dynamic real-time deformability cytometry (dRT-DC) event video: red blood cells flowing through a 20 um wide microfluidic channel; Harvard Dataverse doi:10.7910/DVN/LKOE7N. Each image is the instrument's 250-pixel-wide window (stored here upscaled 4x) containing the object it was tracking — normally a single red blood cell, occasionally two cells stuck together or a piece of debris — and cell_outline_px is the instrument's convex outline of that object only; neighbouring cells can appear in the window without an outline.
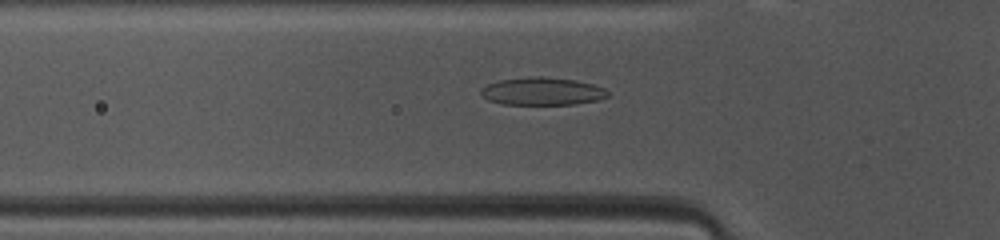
{"species": "common noctule bat (a hibernating species)", "species_latin": "Nyctalus noctula", "temperature_condition": "warm", "stored_images_in_passage": 47, "camera_frame_rate_fps": 3000, "um_per_image_px": 0.085, "animal": {"sex": "female", "body_mass_g": 10.0, "forearm_length_mm": 53.1}, "frame": {"image": 1, "passage_image": 14, "time_ms": 4.333, "image_size_px": [1000, 240], "cell_outline_px": [[608, 96], [600, 100], [572, 104], [500, 104], [488, 100], [480, 92], [480, 88], [488, 84], [500, 80], [528, 76], [544, 76], [576, 80], [592, 84], [604, 88], [608, 92]], "centroid_in_image_um": [46.08, 7.75], "position_along_channel_um": 79.7, "area_um2": 20.58}}
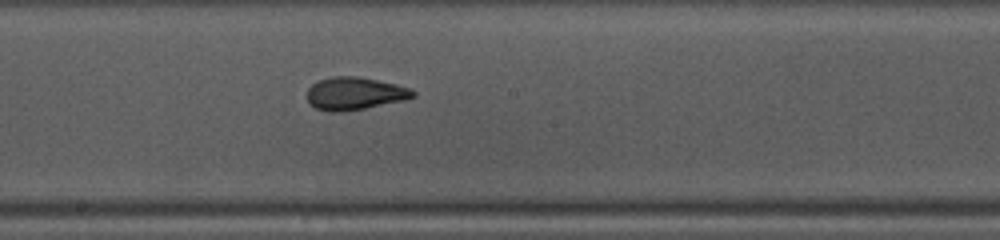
{"frame": {"image": 2, "passage_image": 24, "time_ms": 7.667, "image_size_px": [1000, 240], "cell_outline_px": [[416, 96], [404, 100], [364, 108], [340, 112], [328, 112], [316, 108], [308, 100], [308, 88], [312, 84], [320, 80], [332, 76], [356, 76], [396, 84], [412, 88], [416, 92]], "centroid_in_image_um": [30.17, 7.94], "position_along_channel_um": 218.0, "area_um2": 20.06}}
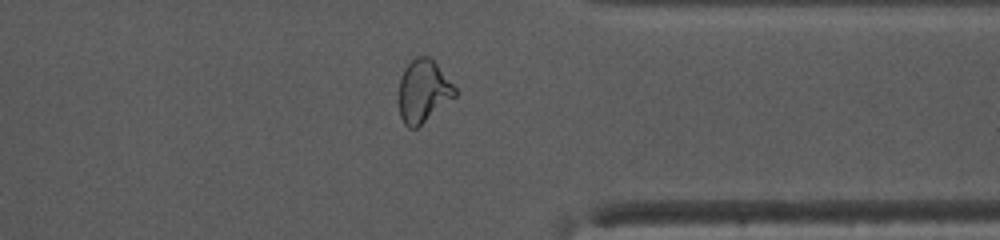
{"frame": {"image": 3, "passage_image": 36, "time_ms": 11.667, "image_size_px": [1000, 240], "cell_outline_px": [[456, 96], [416, 128], [408, 128], [404, 124], [400, 116], [400, 76], [404, 68], [416, 56], [432, 56], [456, 88]], "centroid_in_image_um": [35.99, 7.71], "position_along_channel_um": 375.4, "area_um2": 20.46}, "authors_computed_cell_mechanics": {"area_um2": 20.6924, "velocity_mm_per_s": 4.107, "shape_relaxation_time_tau1_ms": 4.4796, "shape_relaxation_time_tau2_ms": 1.1103, "deformation_change_tau1": 0.1677, "deformation_change_tau2": 0.0661}}